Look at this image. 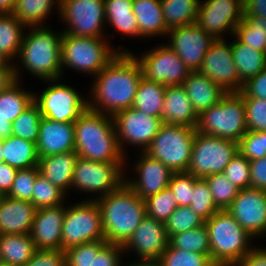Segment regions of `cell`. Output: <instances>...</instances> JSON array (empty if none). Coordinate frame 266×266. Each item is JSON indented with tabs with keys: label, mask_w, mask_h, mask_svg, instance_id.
I'll return each mask as SVG.
<instances>
[{
	"label": "cell",
	"mask_w": 266,
	"mask_h": 266,
	"mask_svg": "<svg viewBox=\"0 0 266 266\" xmlns=\"http://www.w3.org/2000/svg\"><path fill=\"white\" fill-rule=\"evenodd\" d=\"M142 77V69L135 55L119 52L94 76L88 108L110 116L131 108Z\"/></svg>",
	"instance_id": "1"
},
{
	"label": "cell",
	"mask_w": 266,
	"mask_h": 266,
	"mask_svg": "<svg viewBox=\"0 0 266 266\" xmlns=\"http://www.w3.org/2000/svg\"><path fill=\"white\" fill-rule=\"evenodd\" d=\"M74 131L78 157L125 166L112 116L87 108L74 122Z\"/></svg>",
	"instance_id": "2"
},
{
	"label": "cell",
	"mask_w": 266,
	"mask_h": 266,
	"mask_svg": "<svg viewBox=\"0 0 266 266\" xmlns=\"http://www.w3.org/2000/svg\"><path fill=\"white\" fill-rule=\"evenodd\" d=\"M108 243L124 245L146 216L145 201L124 182L117 190L96 198Z\"/></svg>",
	"instance_id": "3"
},
{
	"label": "cell",
	"mask_w": 266,
	"mask_h": 266,
	"mask_svg": "<svg viewBox=\"0 0 266 266\" xmlns=\"http://www.w3.org/2000/svg\"><path fill=\"white\" fill-rule=\"evenodd\" d=\"M29 33L23 36L19 60L34 76L41 80L60 79L62 34L48 27H28Z\"/></svg>",
	"instance_id": "4"
},
{
	"label": "cell",
	"mask_w": 266,
	"mask_h": 266,
	"mask_svg": "<svg viewBox=\"0 0 266 266\" xmlns=\"http://www.w3.org/2000/svg\"><path fill=\"white\" fill-rule=\"evenodd\" d=\"M210 242V259L216 266H235L254 246L253 237L227 210L217 211L204 222Z\"/></svg>",
	"instance_id": "5"
},
{
	"label": "cell",
	"mask_w": 266,
	"mask_h": 266,
	"mask_svg": "<svg viewBox=\"0 0 266 266\" xmlns=\"http://www.w3.org/2000/svg\"><path fill=\"white\" fill-rule=\"evenodd\" d=\"M244 98L240 92H228L221 100L198 116L196 131L239 142L246 134Z\"/></svg>",
	"instance_id": "6"
},
{
	"label": "cell",
	"mask_w": 266,
	"mask_h": 266,
	"mask_svg": "<svg viewBox=\"0 0 266 266\" xmlns=\"http://www.w3.org/2000/svg\"><path fill=\"white\" fill-rule=\"evenodd\" d=\"M109 44L103 38L75 36L63 32L61 40L62 69L65 66V68L96 76L119 52H129L111 48Z\"/></svg>",
	"instance_id": "7"
},
{
	"label": "cell",
	"mask_w": 266,
	"mask_h": 266,
	"mask_svg": "<svg viewBox=\"0 0 266 266\" xmlns=\"http://www.w3.org/2000/svg\"><path fill=\"white\" fill-rule=\"evenodd\" d=\"M195 135L194 127L163 123L145 153L173 172H187Z\"/></svg>",
	"instance_id": "8"
},
{
	"label": "cell",
	"mask_w": 266,
	"mask_h": 266,
	"mask_svg": "<svg viewBox=\"0 0 266 266\" xmlns=\"http://www.w3.org/2000/svg\"><path fill=\"white\" fill-rule=\"evenodd\" d=\"M105 240L100 208L95 199L65 207L61 251L82 243Z\"/></svg>",
	"instance_id": "9"
},
{
	"label": "cell",
	"mask_w": 266,
	"mask_h": 266,
	"mask_svg": "<svg viewBox=\"0 0 266 266\" xmlns=\"http://www.w3.org/2000/svg\"><path fill=\"white\" fill-rule=\"evenodd\" d=\"M238 153V142L196 131L187 172L197 178L223 173Z\"/></svg>",
	"instance_id": "10"
},
{
	"label": "cell",
	"mask_w": 266,
	"mask_h": 266,
	"mask_svg": "<svg viewBox=\"0 0 266 266\" xmlns=\"http://www.w3.org/2000/svg\"><path fill=\"white\" fill-rule=\"evenodd\" d=\"M59 80H46L50 85L40 95H34V102L42 117L56 122L74 123L88 108V100L82 98L75 88L61 84Z\"/></svg>",
	"instance_id": "11"
},
{
	"label": "cell",
	"mask_w": 266,
	"mask_h": 266,
	"mask_svg": "<svg viewBox=\"0 0 266 266\" xmlns=\"http://www.w3.org/2000/svg\"><path fill=\"white\" fill-rule=\"evenodd\" d=\"M68 24L62 32L75 36L104 38L106 23L104 0H60L58 11ZM103 34V35H102Z\"/></svg>",
	"instance_id": "12"
},
{
	"label": "cell",
	"mask_w": 266,
	"mask_h": 266,
	"mask_svg": "<svg viewBox=\"0 0 266 266\" xmlns=\"http://www.w3.org/2000/svg\"><path fill=\"white\" fill-rule=\"evenodd\" d=\"M124 167L119 163L95 162L78 157L72 178V187L83 192L100 193L101 198L117 190L124 182ZM92 192V193H91Z\"/></svg>",
	"instance_id": "13"
},
{
	"label": "cell",
	"mask_w": 266,
	"mask_h": 266,
	"mask_svg": "<svg viewBox=\"0 0 266 266\" xmlns=\"http://www.w3.org/2000/svg\"><path fill=\"white\" fill-rule=\"evenodd\" d=\"M135 58L140 63L145 79L165 86L182 85L191 72L168 45L157 46Z\"/></svg>",
	"instance_id": "14"
},
{
	"label": "cell",
	"mask_w": 266,
	"mask_h": 266,
	"mask_svg": "<svg viewBox=\"0 0 266 266\" xmlns=\"http://www.w3.org/2000/svg\"><path fill=\"white\" fill-rule=\"evenodd\" d=\"M198 7L196 24L216 40L221 34H235L236 25L243 19V0H205Z\"/></svg>",
	"instance_id": "15"
},
{
	"label": "cell",
	"mask_w": 266,
	"mask_h": 266,
	"mask_svg": "<svg viewBox=\"0 0 266 266\" xmlns=\"http://www.w3.org/2000/svg\"><path fill=\"white\" fill-rule=\"evenodd\" d=\"M112 117L119 146L123 154L125 151L123 147L124 142V145L126 143L137 145L139 148H142V152H145L163 124L160 118L145 114L132 107L117 112Z\"/></svg>",
	"instance_id": "16"
},
{
	"label": "cell",
	"mask_w": 266,
	"mask_h": 266,
	"mask_svg": "<svg viewBox=\"0 0 266 266\" xmlns=\"http://www.w3.org/2000/svg\"><path fill=\"white\" fill-rule=\"evenodd\" d=\"M199 72L212 79L225 92H240L243 83L233 60L232 42L217 39L206 52Z\"/></svg>",
	"instance_id": "17"
},
{
	"label": "cell",
	"mask_w": 266,
	"mask_h": 266,
	"mask_svg": "<svg viewBox=\"0 0 266 266\" xmlns=\"http://www.w3.org/2000/svg\"><path fill=\"white\" fill-rule=\"evenodd\" d=\"M253 238L266 234V191L239 189L237 197L226 209Z\"/></svg>",
	"instance_id": "18"
},
{
	"label": "cell",
	"mask_w": 266,
	"mask_h": 266,
	"mask_svg": "<svg viewBox=\"0 0 266 266\" xmlns=\"http://www.w3.org/2000/svg\"><path fill=\"white\" fill-rule=\"evenodd\" d=\"M167 45L174 50L190 71H199L206 52L216 39L204 32L196 23L174 27L167 33Z\"/></svg>",
	"instance_id": "19"
},
{
	"label": "cell",
	"mask_w": 266,
	"mask_h": 266,
	"mask_svg": "<svg viewBox=\"0 0 266 266\" xmlns=\"http://www.w3.org/2000/svg\"><path fill=\"white\" fill-rule=\"evenodd\" d=\"M169 239L165 224L146 215L123 248L126 253L136 251L139 260L157 261L169 246Z\"/></svg>",
	"instance_id": "20"
},
{
	"label": "cell",
	"mask_w": 266,
	"mask_h": 266,
	"mask_svg": "<svg viewBox=\"0 0 266 266\" xmlns=\"http://www.w3.org/2000/svg\"><path fill=\"white\" fill-rule=\"evenodd\" d=\"M135 163V172L138 178L125 179V183L137 196L145 200L150 196L158 194L161 190L168 188L173 171L157 159L141 151V157Z\"/></svg>",
	"instance_id": "21"
},
{
	"label": "cell",
	"mask_w": 266,
	"mask_h": 266,
	"mask_svg": "<svg viewBox=\"0 0 266 266\" xmlns=\"http://www.w3.org/2000/svg\"><path fill=\"white\" fill-rule=\"evenodd\" d=\"M64 203L56 207L37 209L30 231L36 249L61 250Z\"/></svg>",
	"instance_id": "22"
},
{
	"label": "cell",
	"mask_w": 266,
	"mask_h": 266,
	"mask_svg": "<svg viewBox=\"0 0 266 266\" xmlns=\"http://www.w3.org/2000/svg\"><path fill=\"white\" fill-rule=\"evenodd\" d=\"M36 148L39 158L75 151L74 123L56 122L42 117Z\"/></svg>",
	"instance_id": "23"
},
{
	"label": "cell",
	"mask_w": 266,
	"mask_h": 266,
	"mask_svg": "<svg viewBox=\"0 0 266 266\" xmlns=\"http://www.w3.org/2000/svg\"><path fill=\"white\" fill-rule=\"evenodd\" d=\"M13 64L15 80L0 92V140L12 135V122L34 102L35 94L20 88L21 76Z\"/></svg>",
	"instance_id": "24"
},
{
	"label": "cell",
	"mask_w": 266,
	"mask_h": 266,
	"mask_svg": "<svg viewBox=\"0 0 266 266\" xmlns=\"http://www.w3.org/2000/svg\"><path fill=\"white\" fill-rule=\"evenodd\" d=\"M36 210L30 201L4 195L0 199V235L30 234Z\"/></svg>",
	"instance_id": "25"
},
{
	"label": "cell",
	"mask_w": 266,
	"mask_h": 266,
	"mask_svg": "<svg viewBox=\"0 0 266 266\" xmlns=\"http://www.w3.org/2000/svg\"><path fill=\"white\" fill-rule=\"evenodd\" d=\"M161 120L166 124L197 127L198 115L182 85L166 87Z\"/></svg>",
	"instance_id": "26"
},
{
	"label": "cell",
	"mask_w": 266,
	"mask_h": 266,
	"mask_svg": "<svg viewBox=\"0 0 266 266\" xmlns=\"http://www.w3.org/2000/svg\"><path fill=\"white\" fill-rule=\"evenodd\" d=\"M182 86L185 88L193 109L198 116L217 104L227 93L212 79H209L199 71H191Z\"/></svg>",
	"instance_id": "27"
},
{
	"label": "cell",
	"mask_w": 266,
	"mask_h": 266,
	"mask_svg": "<svg viewBox=\"0 0 266 266\" xmlns=\"http://www.w3.org/2000/svg\"><path fill=\"white\" fill-rule=\"evenodd\" d=\"M78 155L75 151L40 157L39 173L65 193L72 188V178Z\"/></svg>",
	"instance_id": "28"
},
{
	"label": "cell",
	"mask_w": 266,
	"mask_h": 266,
	"mask_svg": "<svg viewBox=\"0 0 266 266\" xmlns=\"http://www.w3.org/2000/svg\"><path fill=\"white\" fill-rule=\"evenodd\" d=\"M133 13L137 20L139 37L167 35L161 0H133Z\"/></svg>",
	"instance_id": "29"
},
{
	"label": "cell",
	"mask_w": 266,
	"mask_h": 266,
	"mask_svg": "<svg viewBox=\"0 0 266 266\" xmlns=\"http://www.w3.org/2000/svg\"><path fill=\"white\" fill-rule=\"evenodd\" d=\"M35 250L30 234L0 235V263L2 264L23 266L33 257Z\"/></svg>",
	"instance_id": "30"
},
{
	"label": "cell",
	"mask_w": 266,
	"mask_h": 266,
	"mask_svg": "<svg viewBox=\"0 0 266 266\" xmlns=\"http://www.w3.org/2000/svg\"><path fill=\"white\" fill-rule=\"evenodd\" d=\"M3 157L17 170L37 167L39 161L36 143L13 135L3 140Z\"/></svg>",
	"instance_id": "31"
},
{
	"label": "cell",
	"mask_w": 266,
	"mask_h": 266,
	"mask_svg": "<svg viewBox=\"0 0 266 266\" xmlns=\"http://www.w3.org/2000/svg\"><path fill=\"white\" fill-rule=\"evenodd\" d=\"M232 55L242 83L266 68V53L242 44L237 38L232 42Z\"/></svg>",
	"instance_id": "32"
},
{
	"label": "cell",
	"mask_w": 266,
	"mask_h": 266,
	"mask_svg": "<svg viewBox=\"0 0 266 266\" xmlns=\"http://www.w3.org/2000/svg\"><path fill=\"white\" fill-rule=\"evenodd\" d=\"M166 87L162 83L149 81L142 77L132 108L161 119Z\"/></svg>",
	"instance_id": "33"
},
{
	"label": "cell",
	"mask_w": 266,
	"mask_h": 266,
	"mask_svg": "<svg viewBox=\"0 0 266 266\" xmlns=\"http://www.w3.org/2000/svg\"><path fill=\"white\" fill-rule=\"evenodd\" d=\"M25 28L13 14H0V53L11 63L19 56Z\"/></svg>",
	"instance_id": "34"
},
{
	"label": "cell",
	"mask_w": 266,
	"mask_h": 266,
	"mask_svg": "<svg viewBox=\"0 0 266 266\" xmlns=\"http://www.w3.org/2000/svg\"><path fill=\"white\" fill-rule=\"evenodd\" d=\"M54 4L60 10V0H16L12 14L25 27L43 26Z\"/></svg>",
	"instance_id": "35"
},
{
	"label": "cell",
	"mask_w": 266,
	"mask_h": 266,
	"mask_svg": "<svg viewBox=\"0 0 266 266\" xmlns=\"http://www.w3.org/2000/svg\"><path fill=\"white\" fill-rule=\"evenodd\" d=\"M200 0H161L166 26L169 29L196 22Z\"/></svg>",
	"instance_id": "36"
},
{
	"label": "cell",
	"mask_w": 266,
	"mask_h": 266,
	"mask_svg": "<svg viewBox=\"0 0 266 266\" xmlns=\"http://www.w3.org/2000/svg\"><path fill=\"white\" fill-rule=\"evenodd\" d=\"M172 248L205 254L210 257L209 235L205 224L188 231L174 234L169 239Z\"/></svg>",
	"instance_id": "37"
},
{
	"label": "cell",
	"mask_w": 266,
	"mask_h": 266,
	"mask_svg": "<svg viewBox=\"0 0 266 266\" xmlns=\"http://www.w3.org/2000/svg\"><path fill=\"white\" fill-rule=\"evenodd\" d=\"M233 37L252 49L265 52L266 22L261 19L243 16L242 21L236 25Z\"/></svg>",
	"instance_id": "38"
},
{
	"label": "cell",
	"mask_w": 266,
	"mask_h": 266,
	"mask_svg": "<svg viewBox=\"0 0 266 266\" xmlns=\"http://www.w3.org/2000/svg\"><path fill=\"white\" fill-rule=\"evenodd\" d=\"M66 193L38 173L33 186L31 203L36 209L62 205Z\"/></svg>",
	"instance_id": "39"
},
{
	"label": "cell",
	"mask_w": 266,
	"mask_h": 266,
	"mask_svg": "<svg viewBox=\"0 0 266 266\" xmlns=\"http://www.w3.org/2000/svg\"><path fill=\"white\" fill-rule=\"evenodd\" d=\"M41 118L40 109L33 102L12 122V135L36 143Z\"/></svg>",
	"instance_id": "40"
},
{
	"label": "cell",
	"mask_w": 266,
	"mask_h": 266,
	"mask_svg": "<svg viewBox=\"0 0 266 266\" xmlns=\"http://www.w3.org/2000/svg\"><path fill=\"white\" fill-rule=\"evenodd\" d=\"M211 191L213 201L219 210H226L237 197L239 189L223 173L203 178Z\"/></svg>",
	"instance_id": "41"
},
{
	"label": "cell",
	"mask_w": 266,
	"mask_h": 266,
	"mask_svg": "<svg viewBox=\"0 0 266 266\" xmlns=\"http://www.w3.org/2000/svg\"><path fill=\"white\" fill-rule=\"evenodd\" d=\"M157 261L159 266H216L208 255L172 248L170 245Z\"/></svg>",
	"instance_id": "42"
},
{
	"label": "cell",
	"mask_w": 266,
	"mask_h": 266,
	"mask_svg": "<svg viewBox=\"0 0 266 266\" xmlns=\"http://www.w3.org/2000/svg\"><path fill=\"white\" fill-rule=\"evenodd\" d=\"M144 201L146 215L162 223H165L179 207L169 187L161 190L156 195L148 197Z\"/></svg>",
	"instance_id": "43"
},
{
	"label": "cell",
	"mask_w": 266,
	"mask_h": 266,
	"mask_svg": "<svg viewBox=\"0 0 266 266\" xmlns=\"http://www.w3.org/2000/svg\"><path fill=\"white\" fill-rule=\"evenodd\" d=\"M204 222L205 221L195 213L190 206H179L164 224L165 230L170 238L174 234L202 226Z\"/></svg>",
	"instance_id": "44"
},
{
	"label": "cell",
	"mask_w": 266,
	"mask_h": 266,
	"mask_svg": "<svg viewBox=\"0 0 266 266\" xmlns=\"http://www.w3.org/2000/svg\"><path fill=\"white\" fill-rule=\"evenodd\" d=\"M190 207L204 221L210 219L219 209L216 207L207 182L203 178L195 181Z\"/></svg>",
	"instance_id": "45"
},
{
	"label": "cell",
	"mask_w": 266,
	"mask_h": 266,
	"mask_svg": "<svg viewBox=\"0 0 266 266\" xmlns=\"http://www.w3.org/2000/svg\"><path fill=\"white\" fill-rule=\"evenodd\" d=\"M106 240L82 243L65 252L66 266H93L94 256L107 244Z\"/></svg>",
	"instance_id": "46"
},
{
	"label": "cell",
	"mask_w": 266,
	"mask_h": 266,
	"mask_svg": "<svg viewBox=\"0 0 266 266\" xmlns=\"http://www.w3.org/2000/svg\"><path fill=\"white\" fill-rule=\"evenodd\" d=\"M198 178L188 172H174L169 182V189L180 207L190 206L195 181Z\"/></svg>",
	"instance_id": "47"
},
{
	"label": "cell",
	"mask_w": 266,
	"mask_h": 266,
	"mask_svg": "<svg viewBox=\"0 0 266 266\" xmlns=\"http://www.w3.org/2000/svg\"><path fill=\"white\" fill-rule=\"evenodd\" d=\"M223 174L238 189L251 187L250 161L239 151L225 167Z\"/></svg>",
	"instance_id": "48"
},
{
	"label": "cell",
	"mask_w": 266,
	"mask_h": 266,
	"mask_svg": "<svg viewBox=\"0 0 266 266\" xmlns=\"http://www.w3.org/2000/svg\"><path fill=\"white\" fill-rule=\"evenodd\" d=\"M38 173V166L18 170L12 187L6 196L31 202L33 186Z\"/></svg>",
	"instance_id": "49"
},
{
	"label": "cell",
	"mask_w": 266,
	"mask_h": 266,
	"mask_svg": "<svg viewBox=\"0 0 266 266\" xmlns=\"http://www.w3.org/2000/svg\"><path fill=\"white\" fill-rule=\"evenodd\" d=\"M247 131H266V99L243 97Z\"/></svg>",
	"instance_id": "50"
},
{
	"label": "cell",
	"mask_w": 266,
	"mask_h": 266,
	"mask_svg": "<svg viewBox=\"0 0 266 266\" xmlns=\"http://www.w3.org/2000/svg\"><path fill=\"white\" fill-rule=\"evenodd\" d=\"M238 151L249 161L266 156V131H247L238 142Z\"/></svg>",
	"instance_id": "51"
},
{
	"label": "cell",
	"mask_w": 266,
	"mask_h": 266,
	"mask_svg": "<svg viewBox=\"0 0 266 266\" xmlns=\"http://www.w3.org/2000/svg\"><path fill=\"white\" fill-rule=\"evenodd\" d=\"M106 22L123 35L139 36L137 20L133 12L105 13Z\"/></svg>",
	"instance_id": "52"
},
{
	"label": "cell",
	"mask_w": 266,
	"mask_h": 266,
	"mask_svg": "<svg viewBox=\"0 0 266 266\" xmlns=\"http://www.w3.org/2000/svg\"><path fill=\"white\" fill-rule=\"evenodd\" d=\"M23 266H66L65 252L36 249L33 257Z\"/></svg>",
	"instance_id": "53"
},
{
	"label": "cell",
	"mask_w": 266,
	"mask_h": 266,
	"mask_svg": "<svg viewBox=\"0 0 266 266\" xmlns=\"http://www.w3.org/2000/svg\"><path fill=\"white\" fill-rule=\"evenodd\" d=\"M124 252L123 245L107 243L94 256L93 266H121V253L124 254Z\"/></svg>",
	"instance_id": "54"
},
{
	"label": "cell",
	"mask_w": 266,
	"mask_h": 266,
	"mask_svg": "<svg viewBox=\"0 0 266 266\" xmlns=\"http://www.w3.org/2000/svg\"><path fill=\"white\" fill-rule=\"evenodd\" d=\"M240 93L243 97L266 99V68L243 83Z\"/></svg>",
	"instance_id": "55"
},
{
	"label": "cell",
	"mask_w": 266,
	"mask_h": 266,
	"mask_svg": "<svg viewBox=\"0 0 266 266\" xmlns=\"http://www.w3.org/2000/svg\"><path fill=\"white\" fill-rule=\"evenodd\" d=\"M251 187L266 191V156L250 161Z\"/></svg>",
	"instance_id": "56"
},
{
	"label": "cell",
	"mask_w": 266,
	"mask_h": 266,
	"mask_svg": "<svg viewBox=\"0 0 266 266\" xmlns=\"http://www.w3.org/2000/svg\"><path fill=\"white\" fill-rule=\"evenodd\" d=\"M243 16L266 22V0H243Z\"/></svg>",
	"instance_id": "57"
},
{
	"label": "cell",
	"mask_w": 266,
	"mask_h": 266,
	"mask_svg": "<svg viewBox=\"0 0 266 266\" xmlns=\"http://www.w3.org/2000/svg\"><path fill=\"white\" fill-rule=\"evenodd\" d=\"M235 266H266V249L252 248Z\"/></svg>",
	"instance_id": "58"
},
{
	"label": "cell",
	"mask_w": 266,
	"mask_h": 266,
	"mask_svg": "<svg viewBox=\"0 0 266 266\" xmlns=\"http://www.w3.org/2000/svg\"><path fill=\"white\" fill-rule=\"evenodd\" d=\"M17 169L9 166L7 163L0 164V192L6 195L15 180Z\"/></svg>",
	"instance_id": "59"
},
{
	"label": "cell",
	"mask_w": 266,
	"mask_h": 266,
	"mask_svg": "<svg viewBox=\"0 0 266 266\" xmlns=\"http://www.w3.org/2000/svg\"><path fill=\"white\" fill-rule=\"evenodd\" d=\"M133 0H104L105 13L133 12Z\"/></svg>",
	"instance_id": "60"
},
{
	"label": "cell",
	"mask_w": 266,
	"mask_h": 266,
	"mask_svg": "<svg viewBox=\"0 0 266 266\" xmlns=\"http://www.w3.org/2000/svg\"><path fill=\"white\" fill-rule=\"evenodd\" d=\"M14 80V72H0V92Z\"/></svg>",
	"instance_id": "61"
},
{
	"label": "cell",
	"mask_w": 266,
	"mask_h": 266,
	"mask_svg": "<svg viewBox=\"0 0 266 266\" xmlns=\"http://www.w3.org/2000/svg\"><path fill=\"white\" fill-rule=\"evenodd\" d=\"M16 0H0V14H12Z\"/></svg>",
	"instance_id": "62"
},
{
	"label": "cell",
	"mask_w": 266,
	"mask_h": 266,
	"mask_svg": "<svg viewBox=\"0 0 266 266\" xmlns=\"http://www.w3.org/2000/svg\"><path fill=\"white\" fill-rule=\"evenodd\" d=\"M0 72H14V64L0 53Z\"/></svg>",
	"instance_id": "63"
},
{
	"label": "cell",
	"mask_w": 266,
	"mask_h": 266,
	"mask_svg": "<svg viewBox=\"0 0 266 266\" xmlns=\"http://www.w3.org/2000/svg\"><path fill=\"white\" fill-rule=\"evenodd\" d=\"M123 266V265H122ZM127 266H159L156 260H138L137 262L127 265Z\"/></svg>",
	"instance_id": "64"
},
{
	"label": "cell",
	"mask_w": 266,
	"mask_h": 266,
	"mask_svg": "<svg viewBox=\"0 0 266 266\" xmlns=\"http://www.w3.org/2000/svg\"><path fill=\"white\" fill-rule=\"evenodd\" d=\"M4 163V157H3V140H0V164Z\"/></svg>",
	"instance_id": "65"
},
{
	"label": "cell",
	"mask_w": 266,
	"mask_h": 266,
	"mask_svg": "<svg viewBox=\"0 0 266 266\" xmlns=\"http://www.w3.org/2000/svg\"><path fill=\"white\" fill-rule=\"evenodd\" d=\"M0 266H9V265H6V264H2V263H0Z\"/></svg>",
	"instance_id": "66"
},
{
	"label": "cell",
	"mask_w": 266,
	"mask_h": 266,
	"mask_svg": "<svg viewBox=\"0 0 266 266\" xmlns=\"http://www.w3.org/2000/svg\"><path fill=\"white\" fill-rule=\"evenodd\" d=\"M4 195L0 192V199L3 197Z\"/></svg>",
	"instance_id": "67"
}]
</instances>
